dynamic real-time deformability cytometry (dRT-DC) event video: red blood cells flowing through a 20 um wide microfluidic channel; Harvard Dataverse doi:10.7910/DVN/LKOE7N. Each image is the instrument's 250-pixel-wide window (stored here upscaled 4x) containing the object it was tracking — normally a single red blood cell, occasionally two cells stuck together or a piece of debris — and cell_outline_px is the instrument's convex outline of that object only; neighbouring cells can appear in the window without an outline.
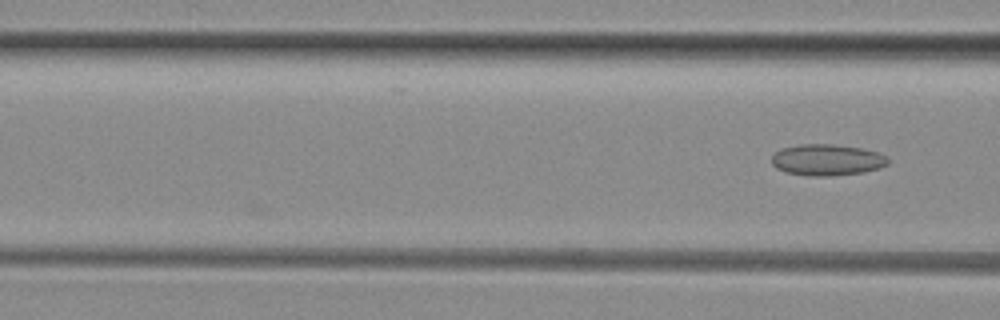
{"species": "common noctule bat (a hibernating species)", "species_latin": "Nyctalus noctula", "temperature_condition": "room temperature", "stored_images_in_passage": 5, "camera_frame_rate_fps": 3000, "um_per_image_px": 0.085, "animal": {"sex": "female", "body_mass_g": 29.2, "forearm_length_mm": 56.3}, "frame": {"image": 1, "passage_image": 5, "time_ms": 4.333, "image_size_px": [1000, 320], "cell_outline_px": [[888, 164], [880, 168], [864, 172], [832, 176], [808, 176], [784, 172], [776, 168], [772, 164], [772, 156], [780, 148], [800, 144], [832, 144], [860, 148], [880, 152], [888, 160]], "centroid_in_image_um": [70.28, 13.6], "position_along_channel_um": 96.3, "area_um2": 21.39}}